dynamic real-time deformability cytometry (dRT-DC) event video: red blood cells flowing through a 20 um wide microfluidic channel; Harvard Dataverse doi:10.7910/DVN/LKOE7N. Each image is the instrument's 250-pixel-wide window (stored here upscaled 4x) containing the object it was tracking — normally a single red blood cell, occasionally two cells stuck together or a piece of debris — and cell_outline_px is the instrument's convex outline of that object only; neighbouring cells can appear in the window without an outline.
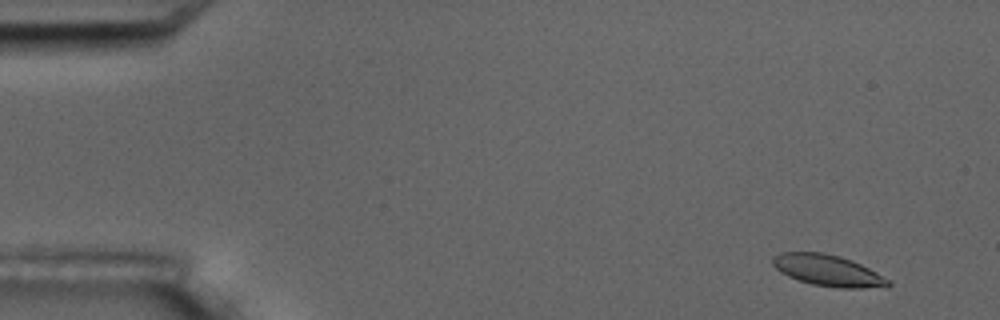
{"species": "common noctule bat (a hibernating species)", "species_latin": "Nyctalus noctula", "temperature_condition": "room temperature", "stored_images_in_passage": 17, "camera_frame_rate_fps": 3000, "um_per_image_px": 0.085, "animal": {"sex": "male", "body_mass_g": 17.5, "forearm_length_mm": 52.3}, "frame": {"image": 1, "passage_image": 2, "time_ms": 1.0, "image_size_px": [1000, 320], "cell_outline_px": [[892, 284], [888, 288], [836, 288], [812, 284], [788, 276], [780, 272], [772, 264], [772, 260], [780, 252], [824, 252], [840, 256], [852, 260], [892, 280]], "centroid_in_image_um": [70.44, 23.0], "position_along_channel_um": 14.6, "area_um2": 21.27}}
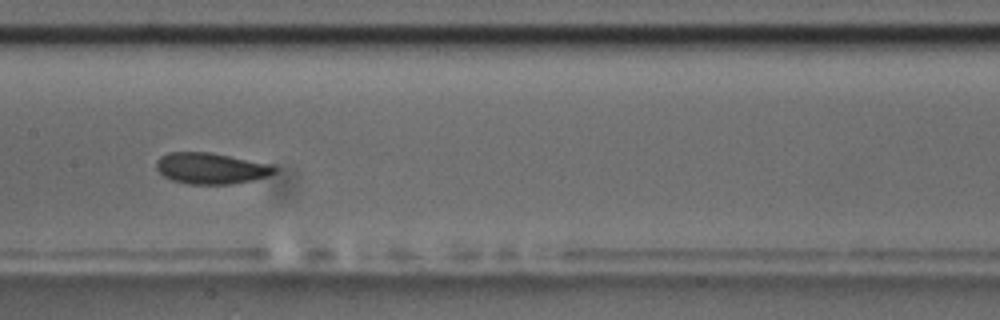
{"frame": {"image": 2, "passage_image": 9, "time_ms": 9.333, "image_size_px": [1000, 320], "cell_outline_px": [[276, 172], [268, 176], [252, 180], [232, 184], [188, 184], [172, 180], [164, 176], [156, 168], [156, 160], [160, 156], [168, 152], [212, 152], [272, 164], [276, 168]], "centroid_in_image_um": [17.93, 14.3], "position_along_channel_um": 189.5, "area_um2": 21.62}}
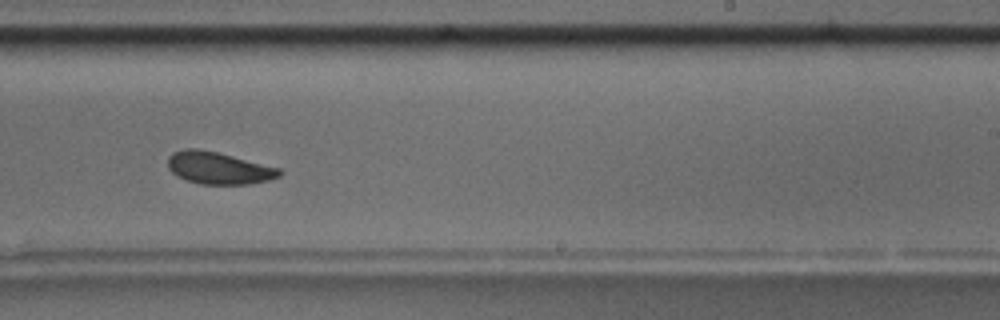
{"frame": {"image": 3, "passage_image": 11, "time_ms": 11.667, "image_size_px": [1000, 320], "cell_outline_px": [[284, 172], [280, 176], [268, 180], [248, 184], [200, 184], [176, 176], [168, 168], [168, 156], [172, 152], [184, 148], [200, 148], [280, 168]], "centroid_in_image_um": [18.56, 14.27], "position_along_channel_um": 270.4, "area_um2": 20.92}, "authors_computed_cell_mechanics": {"area_um2": 21.6172, "velocity_mm_per_s": 3.481, "shape_relaxation_time_tau1_ms": 3.7873, "shape_relaxation_time_tau2_ms": null, "deformation_change_tau1": 0.0703, "deformation_change_tau2": null}}